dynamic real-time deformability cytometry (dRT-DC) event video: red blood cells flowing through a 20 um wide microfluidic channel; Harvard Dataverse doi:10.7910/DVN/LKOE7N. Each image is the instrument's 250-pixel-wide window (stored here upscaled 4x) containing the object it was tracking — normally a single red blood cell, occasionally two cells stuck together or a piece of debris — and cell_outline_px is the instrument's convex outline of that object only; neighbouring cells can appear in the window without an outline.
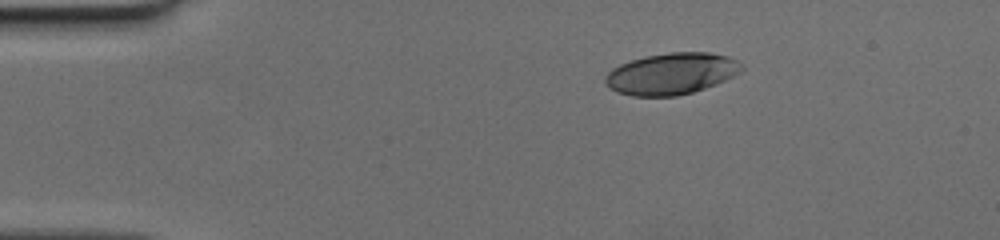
{"species": "human", "species_latin": "Homo sapiens", "temperature_condition": "cold", "stored_images_in_passage": 41, "camera_frame_rate_fps": 3000, "um_per_image_px": 0.085, "donor": {"sex": "female"}, "frame": {"image": 1, "passage_image": 1, "time_ms": 0.0, "image_size_px": [1000, 240], "cell_outline_px": [[744, 68], [740, 72], [716, 84], [692, 92], [676, 96], [632, 96], [616, 92], [608, 88], [604, 84], [604, 76], [612, 68], [620, 64], [644, 56], [668, 52], [708, 52], [728, 56], [744, 64]], "centroid_in_image_um": [57.04, 6.26], "position_along_channel_um": 28.0, "area_um2": 33.23}}
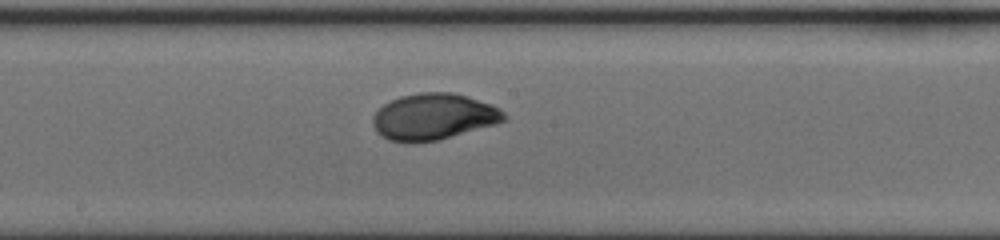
{"frame": {"image": 2, "passage_image": 19, "time_ms": 6.0, "image_size_px": [1000, 240], "cell_outline_px": [[508, 120], [496, 124], [436, 140], [416, 144], [412, 144], [388, 140], [380, 136], [376, 132], [372, 124], [372, 116], [384, 104], [400, 96], [420, 92], [452, 92], [468, 96], [492, 104], [500, 108], [508, 116]], "centroid_in_image_um": [36.85, 9.93], "position_along_channel_um": 211.4, "area_um2": 35.89}}
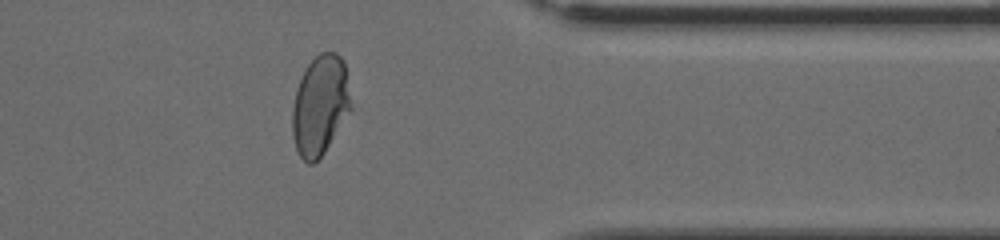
{"frame": {"image": 3, "passage_image": 32, "time_ms": 10.333, "image_size_px": [1000, 240], "cell_outline_px": [[352, 112], [324, 152], [312, 164], [308, 164], [300, 156], [296, 148], [292, 136], [292, 108], [296, 88], [304, 68], [320, 52], [336, 52], [344, 60], [352, 108]], "centroid_in_image_um": [27.22, 8.94], "position_along_channel_um": 384.2, "area_um2": 34.51}}